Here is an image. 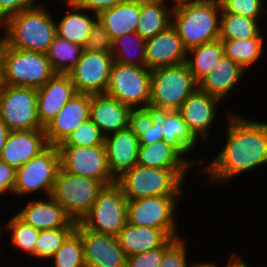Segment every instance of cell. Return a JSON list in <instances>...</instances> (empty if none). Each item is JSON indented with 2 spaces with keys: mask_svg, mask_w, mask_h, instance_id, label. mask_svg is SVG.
Masks as SVG:
<instances>
[{
  "mask_svg": "<svg viewBox=\"0 0 267 267\" xmlns=\"http://www.w3.org/2000/svg\"><path fill=\"white\" fill-rule=\"evenodd\" d=\"M226 123L225 144L221 151L204 162L199 173L201 180L212 185L231 184V180L253 169L267 165V122L252 120L233 111H224Z\"/></svg>",
  "mask_w": 267,
  "mask_h": 267,
  "instance_id": "6da1fadb",
  "label": "cell"
},
{
  "mask_svg": "<svg viewBox=\"0 0 267 267\" xmlns=\"http://www.w3.org/2000/svg\"><path fill=\"white\" fill-rule=\"evenodd\" d=\"M43 2L7 18L1 25V40L9 47L46 53L56 35V21Z\"/></svg>",
  "mask_w": 267,
  "mask_h": 267,
  "instance_id": "7a4b0ae2",
  "label": "cell"
},
{
  "mask_svg": "<svg viewBox=\"0 0 267 267\" xmlns=\"http://www.w3.org/2000/svg\"><path fill=\"white\" fill-rule=\"evenodd\" d=\"M220 13V0L191 1L173 8L172 26L189 50L219 39Z\"/></svg>",
  "mask_w": 267,
  "mask_h": 267,
  "instance_id": "3957f363",
  "label": "cell"
},
{
  "mask_svg": "<svg viewBox=\"0 0 267 267\" xmlns=\"http://www.w3.org/2000/svg\"><path fill=\"white\" fill-rule=\"evenodd\" d=\"M191 168H153L136 164L116 179L127 200L163 195H184Z\"/></svg>",
  "mask_w": 267,
  "mask_h": 267,
  "instance_id": "277c9868",
  "label": "cell"
},
{
  "mask_svg": "<svg viewBox=\"0 0 267 267\" xmlns=\"http://www.w3.org/2000/svg\"><path fill=\"white\" fill-rule=\"evenodd\" d=\"M56 73L46 53L23 51L0 42V84L39 89Z\"/></svg>",
  "mask_w": 267,
  "mask_h": 267,
  "instance_id": "5b68a950",
  "label": "cell"
},
{
  "mask_svg": "<svg viewBox=\"0 0 267 267\" xmlns=\"http://www.w3.org/2000/svg\"><path fill=\"white\" fill-rule=\"evenodd\" d=\"M60 153L55 145H48L42 152L16 170L13 196L22 197L39 194L51 196L58 170ZM35 192V193H34Z\"/></svg>",
  "mask_w": 267,
  "mask_h": 267,
  "instance_id": "8992f818",
  "label": "cell"
},
{
  "mask_svg": "<svg viewBox=\"0 0 267 267\" xmlns=\"http://www.w3.org/2000/svg\"><path fill=\"white\" fill-rule=\"evenodd\" d=\"M104 186L101 181L68 173L60 167L51 196L73 221L80 222Z\"/></svg>",
  "mask_w": 267,
  "mask_h": 267,
  "instance_id": "52a82bcc",
  "label": "cell"
},
{
  "mask_svg": "<svg viewBox=\"0 0 267 267\" xmlns=\"http://www.w3.org/2000/svg\"><path fill=\"white\" fill-rule=\"evenodd\" d=\"M184 195H163L127 201V222L161 229L169 238L180 237L176 216ZM182 197V198H181ZM178 233V234H177Z\"/></svg>",
  "mask_w": 267,
  "mask_h": 267,
  "instance_id": "ba28073f",
  "label": "cell"
},
{
  "mask_svg": "<svg viewBox=\"0 0 267 267\" xmlns=\"http://www.w3.org/2000/svg\"><path fill=\"white\" fill-rule=\"evenodd\" d=\"M198 87L186 63L151 70L150 105L179 110Z\"/></svg>",
  "mask_w": 267,
  "mask_h": 267,
  "instance_id": "9c48e42d",
  "label": "cell"
},
{
  "mask_svg": "<svg viewBox=\"0 0 267 267\" xmlns=\"http://www.w3.org/2000/svg\"><path fill=\"white\" fill-rule=\"evenodd\" d=\"M127 201L116 182L104 186L90 211L79 223L85 229L117 236L127 223Z\"/></svg>",
  "mask_w": 267,
  "mask_h": 267,
  "instance_id": "30bf717a",
  "label": "cell"
},
{
  "mask_svg": "<svg viewBox=\"0 0 267 267\" xmlns=\"http://www.w3.org/2000/svg\"><path fill=\"white\" fill-rule=\"evenodd\" d=\"M105 94L130 108H145L150 104L151 70L113 62Z\"/></svg>",
  "mask_w": 267,
  "mask_h": 267,
  "instance_id": "8fae6325",
  "label": "cell"
},
{
  "mask_svg": "<svg viewBox=\"0 0 267 267\" xmlns=\"http://www.w3.org/2000/svg\"><path fill=\"white\" fill-rule=\"evenodd\" d=\"M0 118L10 131L44 129L38 119L37 89L0 84Z\"/></svg>",
  "mask_w": 267,
  "mask_h": 267,
  "instance_id": "7c38bea8",
  "label": "cell"
},
{
  "mask_svg": "<svg viewBox=\"0 0 267 267\" xmlns=\"http://www.w3.org/2000/svg\"><path fill=\"white\" fill-rule=\"evenodd\" d=\"M57 147L60 153V167L68 173L101 181L105 186L116 182L109 171L104 145Z\"/></svg>",
  "mask_w": 267,
  "mask_h": 267,
  "instance_id": "4fadbf2b",
  "label": "cell"
},
{
  "mask_svg": "<svg viewBox=\"0 0 267 267\" xmlns=\"http://www.w3.org/2000/svg\"><path fill=\"white\" fill-rule=\"evenodd\" d=\"M113 62L111 53L83 50L79 61L68 73L77 92L105 94Z\"/></svg>",
  "mask_w": 267,
  "mask_h": 267,
  "instance_id": "5bb4252c",
  "label": "cell"
},
{
  "mask_svg": "<svg viewBox=\"0 0 267 267\" xmlns=\"http://www.w3.org/2000/svg\"><path fill=\"white\" fill-rule=\"evenodd\" d=\"M75 231L80 235L86 267H125L124 250L114 235L85 229L77 222Z\"/></svg>",
  "mask_w": 267,
  "mask_h": 267,
  "instance_id": "9a60e30c",
  "label": "cell"
},
{
  "mask_svg": "<svg viewBox=\"0 0 267 267\" xmlns=\"http://www.w3.org/2000/svg\"><path fill=\"white\" fill-rule=\"evenodd\" d=\"M223 102L198 87L189 95L179 108L184 121L194 136L203 142L208 141L210 131L216 121L218 108Z\"/></svg>",
  "mask_w": 267,
  "mask_h": 267,
  "instance_id": "2e32d148",
  "label": "cell"
},
{
  "mask_svg": "<svg viewBox=\"0 0 267 267\" xmlns=\"http://www.w3.org/2000/svg\"><path fill=\"white\" fill-rule=\"evenodd\" d=\"M90 94L77 93L73 96L45 127L48 145L58 146L89 119Z\"/></svg>",
  "mask_w": 267,
  "mask_h": 267,
  "instance_id": "e0dca14e",
  "label": "cell"
},
{
  "mask_svg": "<svg viewBox=\"0 0 267 267\" xmlns=\"http://www.w3.org/2000/svg\"><path fill=\"white\" fill-rule=\"evenodd\" d=\"M186 58L187 49L172 25L146 40V67L150 70L180 65Z\"/></svg>",
  "mask_w": 267,
  "mask_h": 267,
  "instance_id": "ac0fdd59",
  "label": "cell"
},
{
  "mask_svg": "<svg viewBox=\"0 0 267 267\" xmlns=\"http://www.w3.org/2000/svg\"><path fill=\"white\" fill-rule=\"evenodd\" d=\"M47 146L45 129L10 131L0 160L17 170Z\"/></svg>",
  "mask_w": 267,
  "mask_h": 267,
  "instance_id": "d6986e66",
  "label": "cell"
},
{
  "mask_svg": "<svg viewBox=\"0 0 267 267\" xmlns=\"http://www.w3.org/2000/svg\"><path fill=\"white\" fill-rule=\"evenodd\" d=\"M69 74L56 73L44 86L37 89L38 119L45 127L61 108L77 94Z\"/></svg>",
  "mask_w": 267,
  "mask_h": 267,
  "instance_id": "ffe728a7",
  "label": "cell"
},
{
  "mask_svg": "<svg viewBox=\"0 0 267 267\" xmlns=\"http://www.w3.org/2000/svg\"><path fill=\"white\" fill-rule=\"evenodd\" d=\"M104 146L115 179L137 164L139 140L129 128L105 136Z\"/></svg>",
  "mask_w": 267,
  "mask_h": 267,
  "instance_id": "44dd1931",
  "label": "cell"
},
{
  "mask_svg": "<svg viewBox=\"0 0 267 267\" xmlns=\"http://www.w3.org/2000/svg\"><path fill=\"white\" fill-rule=\"evenodd\" d=\"M131 108L107 94L90 95L89 118L107 136L128 128Z\"/></svg>",
  "mask_w": 267,
  "mask_h": 267,
  "instance_id": "7402d4cb",
  "label": "cell"
},
{
  "mask_svg": "<svg viewBox=\"0 0 267 267\" xmlns=\"http://www.w3.org/2000/svg\"><path fill=\"white\" fill-rule=\"evenodd\" d=\"M24 205L25 207L18 210L16 215L39 231L64 228L72 221L63 207L52 196L44 198L42 196L39 200L30 199Z\"/></svg>",
  "mask_w": 267,
  "mask_h": 267,
  "instance_id": "603a6c76",
  "label": "cell"
},
{
  "mask_svg": "<svg viewBox=\"0 0 267 267\" xmlns=\"http://www.w3.org/2000/svg\"><path fill=\"white\" fill-rule=\"evenodd\" d=\"M245 73L248 72L239 64L223 55L212 71L198 82V88L224 102L228 100L230 94H233V89L239 86L238 83L242 81V78L247 75Z\"/></svg>",
  "mask_w": 267,
  "mask_h": 267,
  "instance_id": "cb8c5ba5",
  "label": "cell"
},
{
  "mask_svg": "<svg viewBox=\"0 0 267 267\" xmlns=\"http://www.w3.org/2000/svg\"><path fill=\"white\" fill-rule=\"evenodd\" d=\"M188 159L172 144L161 140L150 145H139L137 164L153 168H194V165L202 168L203 157Z\"/></svg>",
  "mask_w": 267,
  "mask_h": 267,
  "instance_id": "d4e9b609",
  "label": "cell"
},
{
  "mask_svg": "<svg viewBox=\"0 0 267 267\" xmlns=\"http://www.w3.org/2000/svg\"><path fill=\"white\" fill-rule=\"evenodd\" d=\"M64 3L71 12L59 16L60 20L55 19L56 35L84 47L98 15L78 7L72 0Z\"/></svg>",
  "mask_w": 267,
  "mask_h": 267,
  "instance_id": "484cf974",
  "label": "cell"
},
{
  "mask_svg": "<svg viewBox=\"0 0 267 267\" xmlns=\"http://www.w3.org/2000/svg\"><path fill=\"white\" fill-rule=\"evenodd\" d=\"M116 237L127 257L162 247L170 239L161 229L128 222Z\"/></svg>",
  "mask_w": 267,
  "mask_h": 267,
  "instance_id": "4316f807",
  "label": "cell"
},
{
  "mask_svg": "<svg viewBox=\"0 0 267 267\" xmlns=\"http://www.w3.org/2000/svg\"><path fill=\"white\" fill-rule=\"evenodd\" d=\"M140 17V0H126L102 11L98 20L112 40L130 32H136Z\"/></svg>",
  "mask_w": 267,
  "mask_h": 267,
  "instance_id": "83f0119b",
  "label": "cell"
},
{
  "mask_svg": "<svg viewBox=\"0 0 267 267\" xmlns=\"http://www.w3.org/2000/svg\"><path fill=\"white\" fill-rule=\"evenodd\" d=\"M173 7L162 0H140L136 33L148 40L172 25Z\"/></svg>",
  "mask_w": 267,
  "mask_h": 267,
  "instance_id": "f1b7e54d",
  "label": "cell"
},
{
  "mask_svg": "<svg viewBox=\"0 0 267 267\" xmlns=\"http://www.w3.org/2000/svg\"><path fill=\"white\" fill-rule=\"evenodd\" d=\"M224 55V48L220 39L204 43L187 50L186 64L193 79L198 83L205 75L212 71Z\"/></svg>",
  "mask_w": 267,
  "mask_h": 267,
  "instance_id": "f546056e",
  "label": "cell"
},
{
  "mask_svg": "<svg viewBox=\"0 0 267 267\" xmlns=\"http://www.w3.org/2000/svg\"><path fill=\"white\" fill-rule=\"evenodd\" d=\"M264 37H250L240 40L220 39L224 48V55L244 70L250 71L260 60L264 50Z\"/></svg>",
  "mask_w": 267,
  "mask_h": 267,
  "instance_id": "4dcf8cb0",
  "label": "cell"
},
{
  "mask_svg": "<svg viewBox=\"0 0 267 267\" xmlns=\"http://www.w3.org/2000/svg\"><path fill=\"white\" fill-rule=\"evenodd\" d=\"M162 131L164 141L172 144L187 158L200 143L178 110H172L167 115Z\"/></svg>",
  "mask_w": 267,
  "mask_h": 267,
  "instance_id": "1f68e13d",
  "label": "cell"
},
{
  "mask_svg": "<svg viewBox=\"0 0 267 267\" xmlns=\"http://www.w3.org/2000/svg\"><path fill=\"white\" fill-rule=\"evenodd\" d=\"M114 62L123 65L146 66V40L136 32L124 34L113 40Z\"/></svg>",
  "mask_w": 267,
  "mask_h": 267,
  "instance_id": "d6a6232c",
  "label": "cell"
},
{
  "mask_svg": "<svg viewBox=\"0 0 267 267\" xmlns=\"http://www.w3.org/2000/svg\"><path fill=\"white\" fill-rule=\"evenodd\" d=\"M261 26V27H260ZM260 19H250L229 12L220 13L219 39L240 40L250 37H265Z\"/></svg>",
  "mask_w": 267,
  "mask_h": 267,
  "instance_id": "836d02e7",
  "label": "cell"
},
{
  "mask_svg": "<svg viewBox=\"0 0 267 267\" xmlns=\"http://www.w3.org/2000/svg\"><path fill=\"white\" fill-rule=\"evenodd\" d=\"M84 48L55 35L46 56L55 73L68 74L79 61Z\"/></svg>",
  "mask_w": 267,
  "mask_h": 267,
  "instance_id": "e575fe53",
  "label": "cell"
},
{
  "mask_svg": "<svg viewBox=\"0 0 267 267\" xmlns=\"http://www.w3.org/2000/svg\"><path fill=\"white\" fill-rule=\"evenodd\" d=\"M2 223L3 221L0 225L1 235L5 232H9L11 236V242H9V244H11L14 249H19L18 251L24 252L33 259L34 246L40 231L32 225L25 223L16 214H13L9 221L7 220L6 224Z\"/></svg>",
  "mask_w": 267,
  "mask_h": 267,
  "instance_id": "d590c367",
  "label": "cell"
},
{
  "mask_svg": "<svg viewBox=\"0 0 267 267\" xmlns=\"http://www.w3.org/2000/svg\"><path fill=\"white\" fill-rule=\"evenodd\" d=\"M77 222L71 221L64 228L40 230L39 237L34 246V259L36 261L50 260L62 246L66 238L75 230Z\"/></svg>",
  "mask_w": 267,
  "mask_h": 267,
  "instance_id": "8d00e7d4",
  "label": "cell"
},
{
  "mask_svg": "<svg viewBox=\"0 0 267 267\" xmlns=\"http://www.w3.org/2000/svg\"><path fill=\"white\" fill-rule=\"evenodd\" d=\"M48 262L52 267H86L80 235L74 230Z\"/></svg>",
  "mask_w": 267,
  "mask_h": 267,
  "instance_id": "74e56055",
  "label": "cell"
},
{
  "mask_svg": "<svg viewBox=\"0 0 267 267\" xmlns=\"http://www.w3.org/2000/svg\"><path fill=\"white\" fill-rule=\"evenodd\" d=\"M105 135L89 118L73 131L64 142L58 146H98L104 145Z\"/></svg>",
  "mask_w": 267,
  "mask_h": 267,
  "instance_id": "f35d334b",
  "label": "cell"
},
{
  "mask_svg": "<svg viewBox=\"0 0 267 267\" xmlns=\"http://www.w3.org/2000/svg\"><path fill=\"white\" fill-rule=\"evenodd\" d=\"M186 244V240L182 236L170 238L165 243V254L160 267H194L198 260L191 263L187 259L188 248L186 247L188 246Z\"/></svg>",
  "mask_w": 267,
  "mask_h": 267,
  "instance_id": "ab89813d",
  "label": "cell"
},
{
  "mask_svg": "<svg viewBox=\"0 0 267 267\" xmlns=\"http://www.w3.org/2000/svg\"><path fill=\"white\" fill-rule=\"evenodd\" d=\"M220 3L221 12L243 15L250 19H260L267 15V0H220Z\"/></svg>",
  "mask_w": 267,
  "mask_h": 267,
  "instance_id": "60d3db41",
  "label": "cell"
},
{
  "mask_svg": "<svg viewBox=\"0 0 267 267\" xmlns=\"http://www.w3.org/2000/svg\"><path fill=\"white\" fill-rule=\"evenodd\" d=\"M144 109L150 114L151 120L153 121V125L149 126L145 130L144 134H142L138 138L139 145H150L152 143L164 140L162 131L163 124L167 119V115L172 110L155 107L150 104L147 105Z\"/></svg>",
  "mask_w": 267,
  "mask_h": 267,
  "instance_id": "b9f144b4",
  "label": "cell"
},
{
  "mask_svg": "<svg viewBox=\"0 0 267 267\" xmlns=\"http://www.w3.org/2000/svg\"><path fill=\"white\" fill-rule=\"evenodd\" d=\"M84 50L89 52H107L112 53L113 40L104 29L103 24L97 20L87 36Z\"/></svg>",
  "mask_w": 267,
  "mask_h": 267,
  "instance_id": "7bdbcfd3",
  "label": "cell"
},
{
  "mask_svg": "<svg viewBox=\"0 0 267 267\" xmlns=\"http://www.w3.org/2000/svg\"><path fill=\"white\" fill-rule=\"evenodd\" d=\"M164 254L165 244L162 247L127 257L126 267H160Z\"/></svg>",
  "mask_w": 267,
  "mask_h": 267,
  "instance_id": "ee69618b",
  "label": "cell"
},
{
  "mask_svg": "<svg viewBox=\"0 0 267 267\" xmlns=\"http://www.w3.org/2000/svg\"><path fill=\"white\" fill-rule=\"evenodd\" d=\"M153 125L150 114L144 108H131L128 128L139 138L145 130Z\"/></svg>",
  "mask_w": 267,
  "mask_h": 267,
  "instance_id": "f6af8a7d",
  "label": "cell"
},
{
  "mask_svg": "<svg viewBox=\"0 0 267 267\" xmlns=\"http://www.w3.org/2000/svg\"><path fill=\"white\" fill-rule=\"evenodd\" d=\"M39 4L41 1L37 0H0V25L10 16Z\"/></svg>",
  "mask_w": 267,
  "mask_h": 267,
  "instance_id": "bcb514c9",
  "label": "cell"
},
{
  "mask_svg": "<svg viewBox=\"0 0 267 267\" xmlns=\"http://www.w3.org/2000/svg\"><path fill=\"white\" fill-rule=\"evenodd\" d=\"M16 169L0 160V197L13 195L15 185Z\"/></svg>",
  "mask_w": 267,
  "mask_h": 267,
  "instance_id": "7dc6e473",
  "label": "cell"
},
{
  "mask_svg": "<svg viewBox=\"0 0 267 267\" xmlns=\"http://www.w3.org/2000/svg\"><path fill=\"white\" fill-rule=\"evenodd\" d=\"M78 7L99 15L126 0H72Z\"/></svg>",
  "mask_w": 267,
  "mask_h": 267,
  "instance_id": "c3c4849f",
  "label": "cell"
},
{
  "mask_svg": "<svg viewBox=\"0 0 267 267\" xmlns=\"http://www.w3.org/2000/svg\"><path fill=\"white\" fill-rule=\"evenodd\" d=\"M226 265L224 267H249L248 262H245V258H242L238 252L231 253V256L227 258ZM215 267H219L218 262L215 263Z\"/></svg>",
  "mask_w": 267,
  "mask_h": 267,
  "instance_id": "681fc988",
  "label": "cell"
},
{
  "mask_svg": "<svg viewBox=\"0 0 267 267\" xmlns=\"http://www.w3.org/2000/svg\"><path fill=\"white\" fill-rule=\"evenodd\" d=\"M10 130L8 129V126L6 123L0 118V157L2 154V150L5 146V141L7 138V135L9 134Z\"/></svg>",
  "mask_w": 267,
  "mask_h": 267,
  "instance_id": "f907efd6",
  "label": "cell"
},
{
  "mask_svg": "<svg viewBox=\"0 0 267 267\" xmlns=\"http://www.w3.org/2000/svg\"><path fill=\"white\" fill-rule=\"evenodd\" d=\"M164 1L166 4H170L171 7H176V6H180V5H183V4H188L190 3L191 1H195V0H162ZM168 1H170V3H168Z\"/></svg>",
  "mask_w": 267,
  "mask_h": 267,
  "instance_id": "816d5d0a",
  "label": "cell"
},
{
  "mask_svg": "<svg viewBox=\"0 0 267 267\" xmlns=\"http://www.w3.org/2000/svg\"><path fill=\"white\" fill-rule=\"evenodd\" d=\"M215 263L216 262H210L209 260L208 261H205L203 260V262H197V264L194 266V267H215Z\"/></svg>",
  "mask_w": 267,
  "mask_h": 267,
  "instance_id": "f5cc1de1",
  "label": "cell"
},
{
  "mask_svg": "<svg viewBox=\"0 0 267 267\" xmlns=\"http://www.w3.org/2000/svg\"><path fill=\"white\" fill-rule=\"evenodd\" d=\"M0 225H1V222H0ZM1 237H3V236H1V231H0V238H1ZM0 240H1V239H0ZM1 242H2V241H0V249H1V245H2ZM0 252H1V250H0ZM0 255H1V254H0Z\"/></svg>",
  "mask_w": 267,
  "mask_h": 267,
  "instance_id": "db71d44e",
  "label": "cell"
}]
</instances>
